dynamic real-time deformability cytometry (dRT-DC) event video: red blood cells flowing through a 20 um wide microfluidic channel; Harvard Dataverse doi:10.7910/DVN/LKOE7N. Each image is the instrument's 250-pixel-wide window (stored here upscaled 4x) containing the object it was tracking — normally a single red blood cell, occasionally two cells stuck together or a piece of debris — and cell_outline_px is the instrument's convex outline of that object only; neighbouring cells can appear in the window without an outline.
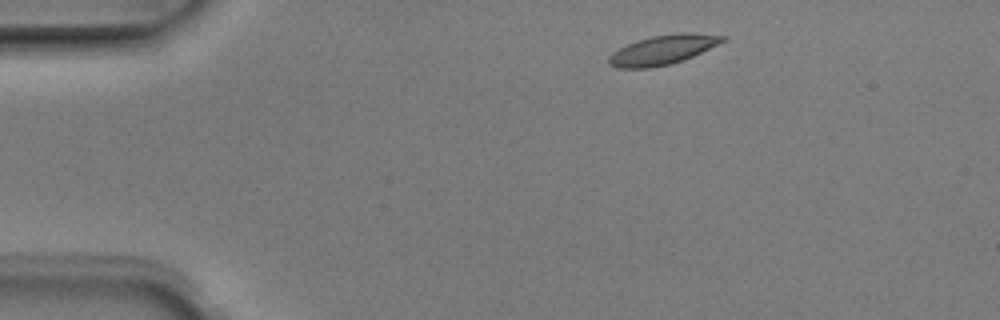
{"species": "Egyptian fruit bat (a non-hibernating species)", "species_latin": "Rousettus aegyptiacus", "temperature_condition": "room temperature", "stored_images_in_passage": 3, "camera_frame_rate_fps": 3000, "um_per_image_px": 0.085, "animal": {"sex": "male"}, "frame": {"image": 1, "passage_image": 1, "time_ms": 0.0, "image_size_px": [1000, 320], "cell_outline_px": [[728, 40], [684, 60], [672, 64], [648, 68], [620, 68], [608, 64], [608, 56], [612, 52], [628, 44], [652, 36], [680, 32], [688, 32], [728, 36]], "centroid_in_image_um": [56.39, 4.23], "position_along_channel_um": 28.6, "area_um2": 19.59}}
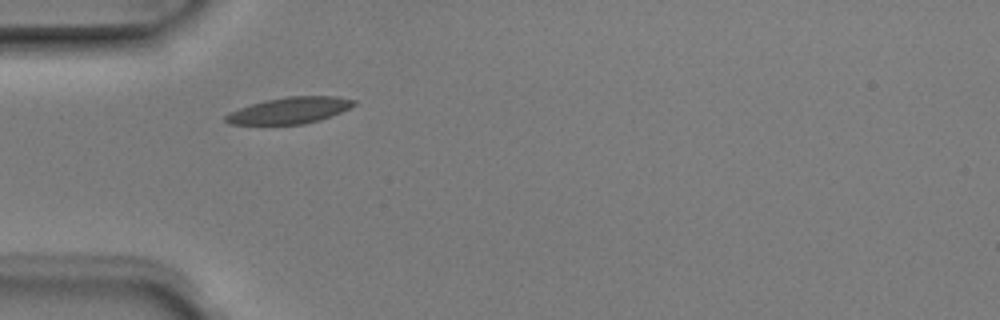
{"frame": {"image": 2, "passage_image": 3, "time_ms": 0.667, "image_size_px": [1000, 320], "cell_outline_px": [[356, 104], [340, 112], [304, 124], [228, 124], [224, 120], [224, 116], [228, 112], [264, 100], [288, 96], [336, 96], [356, 100]], "centroid_in_image_um": [24.57, 9.37], "position_along_channel_um": 60.4, "area_um2": 19.48}}